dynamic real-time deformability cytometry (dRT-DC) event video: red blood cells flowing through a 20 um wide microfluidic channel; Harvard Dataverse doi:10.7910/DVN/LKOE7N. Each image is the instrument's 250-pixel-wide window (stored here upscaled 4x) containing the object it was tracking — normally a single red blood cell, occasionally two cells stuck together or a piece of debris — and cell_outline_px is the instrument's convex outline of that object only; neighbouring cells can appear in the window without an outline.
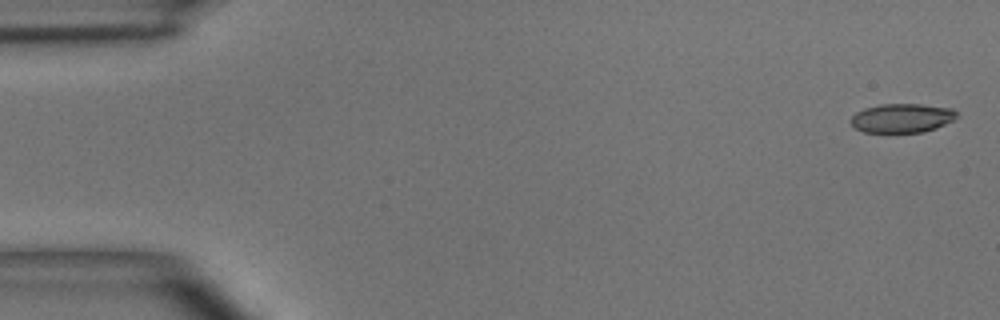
{"species": "common noctule bat (a hibernating species)", "species_latin": "Nyctalus noctula", "temperature_condition": "room temperature", "stored_images_in_passage": 7, "camera_frame_rate_fps": 3000, "um_per_image_px": 0.085, "animal": {"sex": "male", "body_mass_g": 15.6}, "frame": {"image": 1, "passage_image": 1, "time_ms": 0.0, "image_size_px": [1000, 320], "cell_outline_px": [[956, 116], [952, 120], [936, 128], [924, 132], [864, 132], [856, 128], [852, 124], [852, 116], [856, 112], [864, 108], [880, 104], [920, 104], [952, 108], [956, 112]], "centroid_in_image_um": [76.66, 10.03], "position_along_channel_um": 8.3, "area_um2": 17.74}}
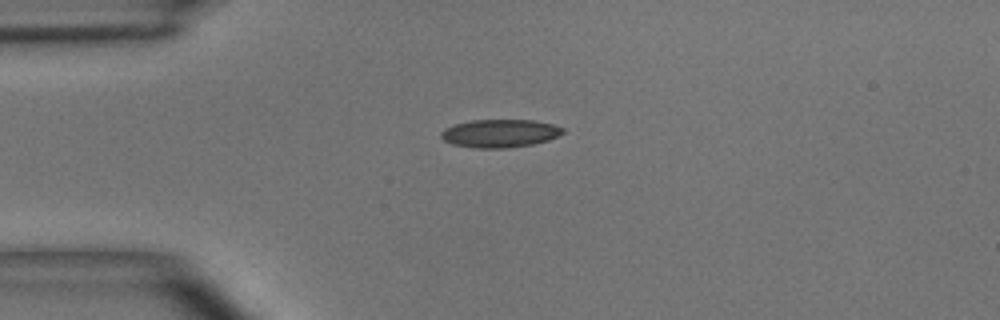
{"frame": {"image": 2, "passage_image": 4, "time_ms": 3.667, "image_size_px": [1000, 320], "cell_outline_px": [[564, 132], [548, 140], [532, 144], [508, 148], [476, 148], [452, 144], [444, 140], [440, 136], [440, 132], [444, 128], [452, 124], [472, 120], [536, 120], [552, 124], [564, 128]], "centroid_in_image_um": [42.45, 11.33], "position_along_channel_um": 42.5, "area_um2": 20.0}}
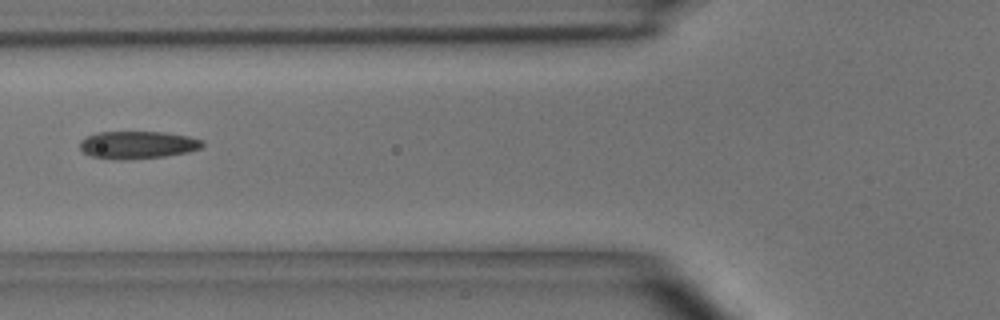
{"frame": {"image": 3, "passage_image": 6, "time_ms": 6.0, "image_size_px": [1000, 320], "cell_outline_px": [[204, 144], [200, 148], [188, 152], [164, 156], [128, 160], [120, 160], [92, 156], [80, 152], [80, 140], [84, 136], [96, 132], [164, 132], [188, 136], [204, 140]], "centroid_in_image_um": [11.66, 12.31], "position_along_channel_um": 114.1, "area_um2": 19.94}}